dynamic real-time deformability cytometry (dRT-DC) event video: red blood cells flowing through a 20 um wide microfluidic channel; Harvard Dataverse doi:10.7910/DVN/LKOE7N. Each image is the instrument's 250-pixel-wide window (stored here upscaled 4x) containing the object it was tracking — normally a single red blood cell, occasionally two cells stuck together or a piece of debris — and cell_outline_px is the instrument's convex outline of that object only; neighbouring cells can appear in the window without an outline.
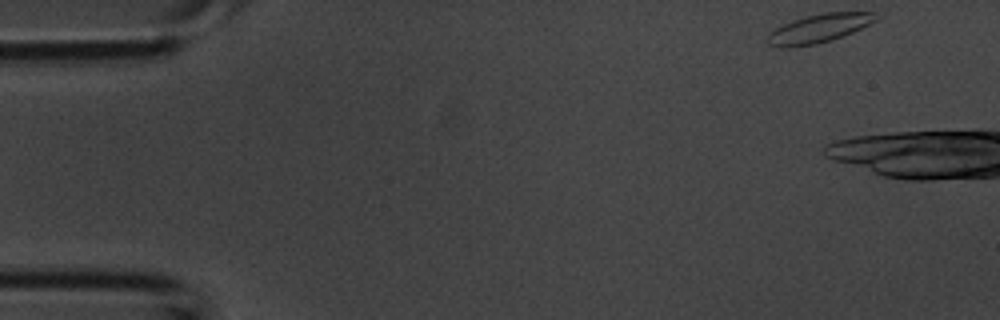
{"species": "common noctule bat (a hibernating species)", "species_latin": "Nyctalus noctula", "temperature_condition": "room temperature", "stored_images_in_passage": 2, "camera_frame_rate_fps": 3000, "um_per_image_px": 0.085, "animal": {"sex": "male", "body_mass_g": 20.1, "forearm_length_mm": 53.5}, "frame": {"image": 1, "passage_image": 1, "time_ms": 0.0, "image_size_px": [1000, 320], "cell_outline_px": [[876, 20], [844, 36], [832, 40], [816, 44], [792, 48], [780, 48], [768, 44], [764, 40], [776, 28], [792, 20], [824, 12], [876, 12]], "centroid_in_image_um": [69.56, 2.44], "position_along_channel_um": 15.4, "area_um2": 18.03}}